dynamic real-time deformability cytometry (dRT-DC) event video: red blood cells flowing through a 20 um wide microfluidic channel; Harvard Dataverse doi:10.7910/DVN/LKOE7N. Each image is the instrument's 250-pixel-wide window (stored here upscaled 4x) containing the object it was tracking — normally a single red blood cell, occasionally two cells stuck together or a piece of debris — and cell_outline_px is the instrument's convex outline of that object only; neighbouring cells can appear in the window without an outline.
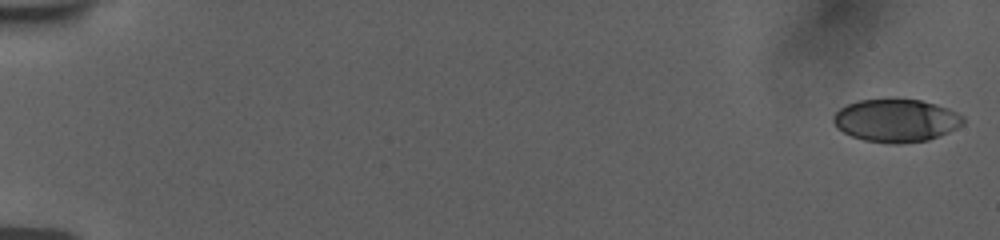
{"species": "human", "species_latin": "Homo sapiens", "temperature_condition": "room temperature", "stored_images_in_passage": 56, "camera_frame_rate_fps": 3000, "um_per_image_px": 0.085, "donor": {"sex": "female"}, "frame": {"image": 1, "passage_image": 1, "time_ms": 0.0, "image_size_px": [1000, 240], "cell_outline_px": [[964, 124], [948, 132], [928, 140], [900, 144], [892, 144], [864, 140], [852, 136], [836, 128], [832, 120], [832, 116], [840, 108], [848, 104], [860, 100], [888, 96], [896, 96], [920, 100], [936, 104], [948, 108], [964, 116]], "centroid_in_image_um": [76.15, 10.2], "position_along_channel_um": 8.8, "area_um2": 33.29}}
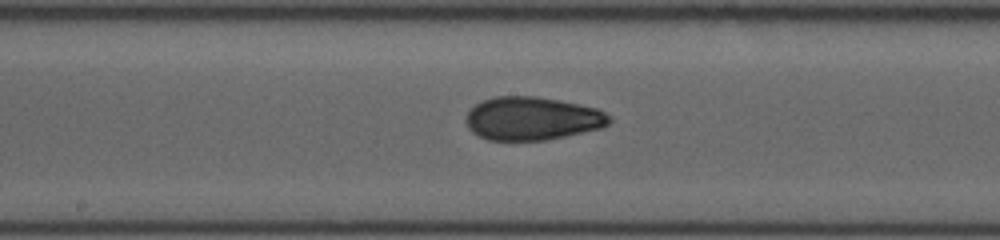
{"frame": {"image": 2, "passage_image": 31, "time_ms": 10.0, "image_size_px": [1000, 240], "cell_outline_px": [[612, 120], [608, 124], [600, 128], [564, 136], [544, 140], [488, 140], [472, 132], [468, 128], [464, 120], [464, 116], [476, 104], [484, 100], [496, 96], [536, 96], [560, 100], [596, 108], [604, 112]], "centroid_in_image_um": [45.19, 10.07], "position_along_channel_um": 203.0, "area_um2": 36.01}}
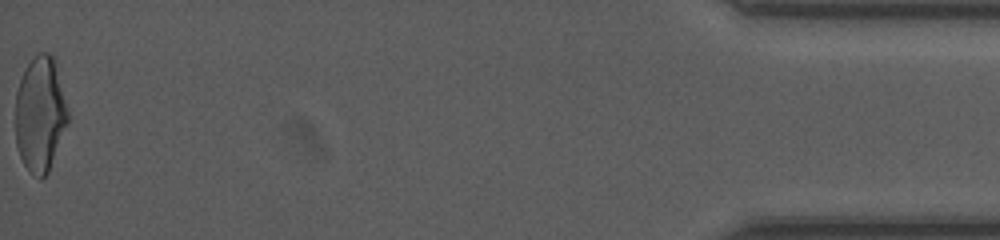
{"frame": {"image": 3, "passage_image": 56, "time_ms": 18.333, "image_size_px": [1000, 240], "cell_outline_px": [[68, 120], [48, 172], [40, 180], [24, 164], [20, 156], [16, 144], [16, 92], [24, 68], [40, 52], [52, 52], [56, 60], [68, 112]], "centroid_in_image_um": [3.41, 9.65], "position_along_channel_um": 431.8, "area_um2": 34.97}, "authors_computed_cell_mechanics": {"area_um2": 34.9112, "velocity_mm_per_s": 3.7823, "shape_relaxation_time_tau1_ms": 7.6181, "shape_relaxation_time_tau2_ms": 1.4343, "deformation_change_tau1": 0.2113, "deformation_change_tau2": 0.0701}}